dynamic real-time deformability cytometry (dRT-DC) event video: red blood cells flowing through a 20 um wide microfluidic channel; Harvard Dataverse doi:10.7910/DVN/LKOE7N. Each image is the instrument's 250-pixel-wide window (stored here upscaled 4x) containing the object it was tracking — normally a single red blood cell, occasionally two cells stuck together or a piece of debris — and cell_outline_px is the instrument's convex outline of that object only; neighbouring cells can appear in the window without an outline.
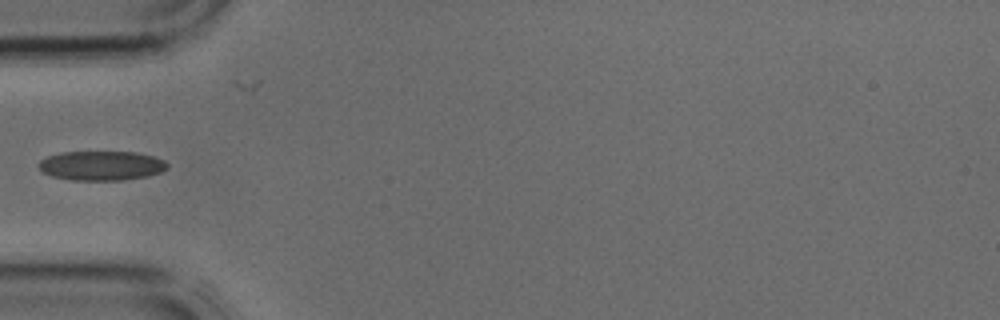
{"species": "common noctule bat (a hibernating species)", "species_latin": "Nyctalus noctula", "temperature_condition": "cold", "stored_images_in_passage": 6, "camera_frame_rate_fps": 3000, "um_per_image_px": 0.085, "animal": {"sex": "male", "body_mass_g": 17.9, "forearm_length_mm": 54.2}, "frame": {"image": 1, "passage_image": 5, "time_ms": 1.333, "image_size_px": [1000, 320], "cell_outline_px": [[168, 168], [160, 172], [148, 176], [120, 180], [72, 180], [52, 176], [44, 172], [40, 168], [40, 160], [48, 156], [60, 152], [136, 152], [152, 156], [164, 160], [168, 164]], "centroid_in_image_um": [8.64, 14.08], "position_along_channel_um": 76.4, "area_um2": 21.91}}